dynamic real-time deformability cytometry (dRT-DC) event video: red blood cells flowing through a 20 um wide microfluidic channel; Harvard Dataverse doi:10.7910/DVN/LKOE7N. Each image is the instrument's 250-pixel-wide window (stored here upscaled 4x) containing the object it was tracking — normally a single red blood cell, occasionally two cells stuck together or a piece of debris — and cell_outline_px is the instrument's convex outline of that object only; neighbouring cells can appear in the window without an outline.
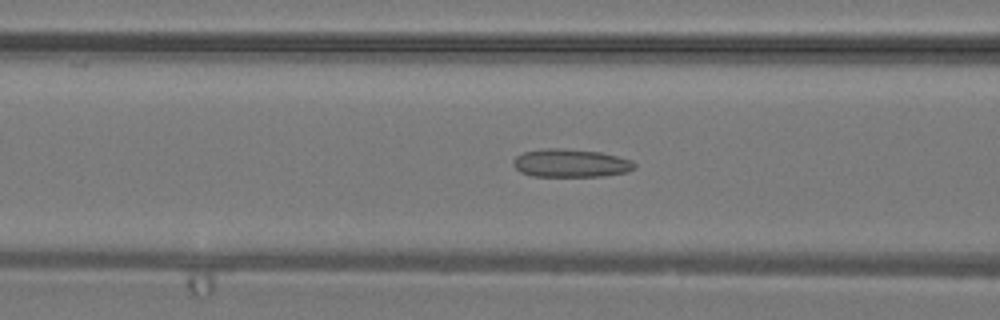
{"species": "common noctule bat (a hibernating species)", "species_latin": "Nyctalus noctula", "temperature_condition": "warm", "stored_images_in_passage": 40, "camera_frame_rate_fps": 3000, "um_per_image_px": 0.085, "animal": {"sex": "male", "body_mass_g": 19.2, "forearm_length_mm": 51.8}, "frame": {"image": 1, "passage_image": 16, "time_ms": 5.0, "image_size_px": [1000, 320], "cell_outline_px": [[636, 168], [628, 172], [604, 176], [532, 176], [520, 172], [512, 164], [512, 160], [516, 156], [524, 152], [548, 148], [560, 148], [600, 152], [632, 160], [636, 164]], "centroid_in_image_um": [48.52, 13.87], "position_along_channel_um": 118.1, "area_um2": 19.94}}
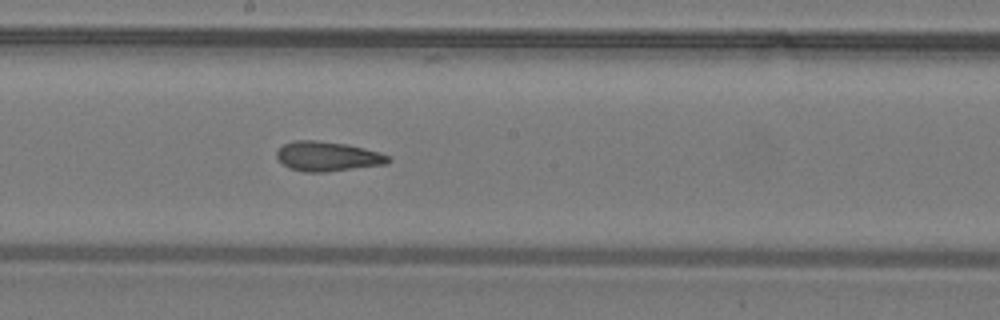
{"frame": {"image": 2, "passage_image": 22, "time_ms": 7.0, "image_size_px": [1000, 320], "cell_outline_px": [[392, 160], [388, 164], [324, 172], [304, 172], [288, 168], [276, 156], [276, 152], [284, 144], [296, 140], [316, 140], [344, 144], [364, 148], [380, 152], [392, 156]], "centroid_in_image_um": [27.89, 13.3], "position_along_channel_um": 220.3, "area_um2": 19.31}}
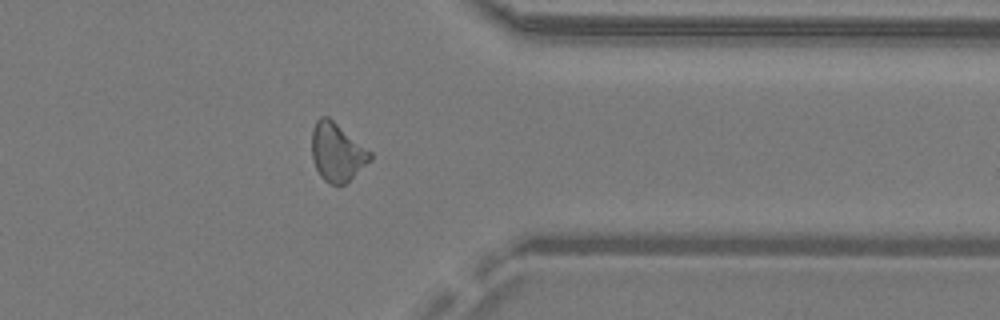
{"frame": {"image": 3, "passage_image": 32, "time_ms": 10.333, "image_size_px": [1000, 320], "cell_outline_px": [[372, 160], [344, 184], [332, 184], [324, 180], [320, 176], [312, 160], [312, 132], [316, 120], [320, 116], [328, 116], [372, 152]], "centroid_in_image_um": [28.65, 12.92], "position_along_channel_um": 382.8, "area_um2": 19.77}}